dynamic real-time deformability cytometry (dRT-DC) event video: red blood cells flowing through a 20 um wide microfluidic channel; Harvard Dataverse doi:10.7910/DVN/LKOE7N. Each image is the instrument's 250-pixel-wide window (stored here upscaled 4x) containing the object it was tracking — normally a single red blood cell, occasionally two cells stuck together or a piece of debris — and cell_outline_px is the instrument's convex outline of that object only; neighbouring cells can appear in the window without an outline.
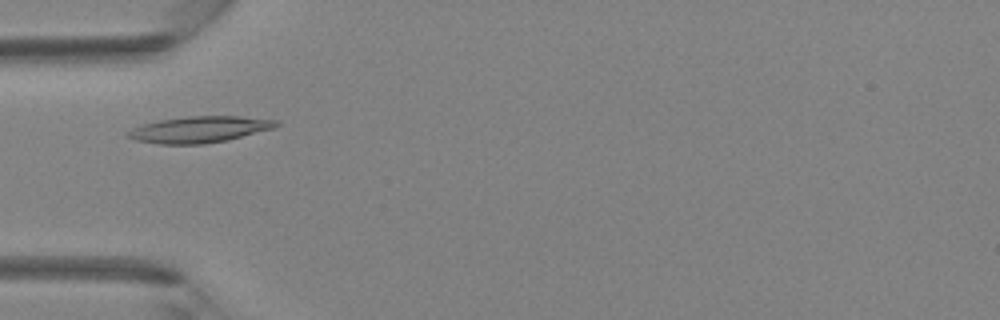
{"species": "Egyptian fruit bat (a non-hibernating species)", "species_latin": "Rousettus aegyptiacus", "temperature_condition": "room temperature", "stored_images_in_passage": 39, "camera_frame_rate_fps": 3000, "um_per_image_px": 0.085, "animal": {"sex": "female"}, "frame": {"image": 1, "passage_image": 10, "time_ms": 3.0, "image_size_px": [1000, 320], "cell_outline_px": [[280, 124], [272, 128], [228, 140], [204, 144], [160, 144], [136, 140], [124, 136], [124, 132], [132, 128], [144, 124], [160, 120], [188, 116], [240, 116], [276, 120]], "centroid_in_image_um": [16.9, 11.01], "position_along_channel_um": 68.1, "area_um2": 22.66}}
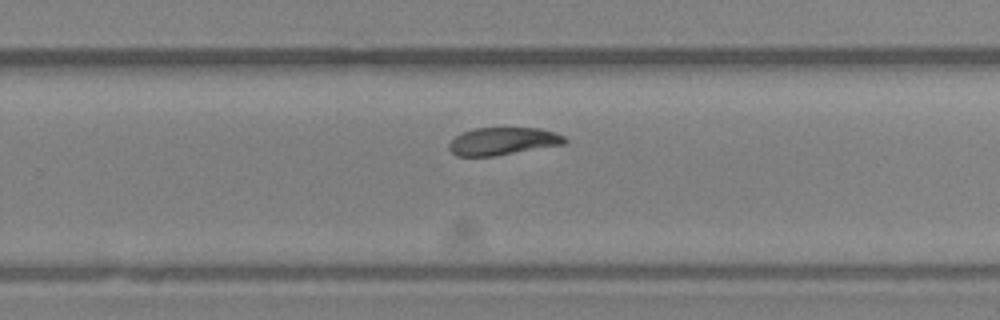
{"frame": {"image": 2, "passage_image": 24, "time_ms": 7.667, "image_size_px": [1000, 320], "cell_outline_px": [[568, 140], [564, 144], [496, 156], [456, 156], [448, 148], [448, 144], [456, 136], [464, 132], [476, 128], [540, 128], [556, 132], [564, 136]], "centroid_in_image_um": [42.77, 12.0], "position_along_channel_um": 287.0, "area_um2": 18.61}}
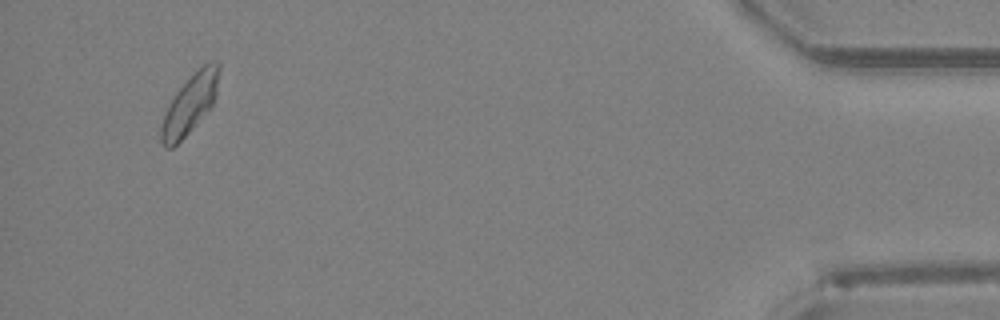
{"frame": {"image": 3, "passage_image": 37, "time_ms": 12.0, "image_size_px": [1000, 320], "cell_outline_px": [[220, 68], [216, 96], [212, 108], [172, 148], [164, 148], [160, 140], [160, 128], [164, 112], [176, 92], [208, 60], [216, 60], [220, 64]], "centroid_in_image_um": [16.16, 8.85], "position_along_channel_um": 419.0, "area_um2": 19.88}}